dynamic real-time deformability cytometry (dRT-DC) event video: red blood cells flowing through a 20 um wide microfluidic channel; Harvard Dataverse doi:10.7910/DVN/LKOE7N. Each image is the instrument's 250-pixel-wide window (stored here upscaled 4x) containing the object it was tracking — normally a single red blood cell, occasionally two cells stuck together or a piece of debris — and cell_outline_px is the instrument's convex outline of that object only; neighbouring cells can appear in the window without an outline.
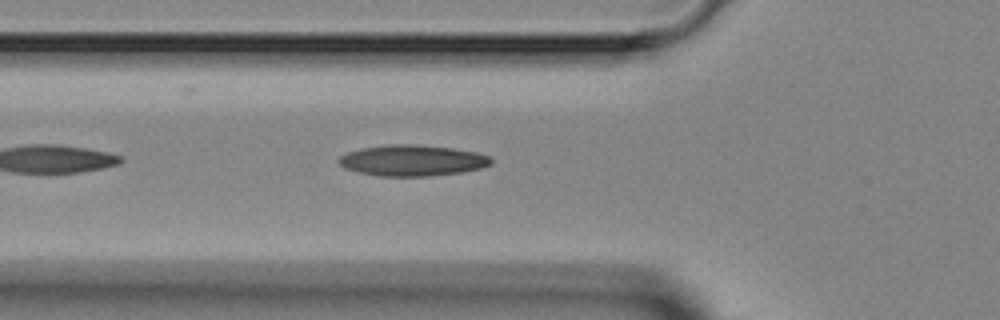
{"species": "Egyptian fruit bat (a non-hibernating species)", "species_latin": "Rousettus aegyptiacus", "temperature_condition": "room temperature", "stored_images_in_passage": 5, "camera_frame_rate_fps": 3000, "um_per_image_px": 0.085, "animal": {"sex": "female"}, "frame": {"image": 1, "passage_image": 5, "time_ms": 4.667, "image_size_px": [1000, 320], "cell_outline_px": [[492, 164], [480, 168], [464, 172], [428, 176], [380, 176], [360, 172], [344, 168], [336, 160], [340, 156], [348, 152], [360, 148], [392, 144], [416, 144], [452, 148], [476, 152], [492, 156]], "centroid_in_image_um": [35.07, 13.63], "position_along_channel_um": 90.7, "area_um2": 27.63}}